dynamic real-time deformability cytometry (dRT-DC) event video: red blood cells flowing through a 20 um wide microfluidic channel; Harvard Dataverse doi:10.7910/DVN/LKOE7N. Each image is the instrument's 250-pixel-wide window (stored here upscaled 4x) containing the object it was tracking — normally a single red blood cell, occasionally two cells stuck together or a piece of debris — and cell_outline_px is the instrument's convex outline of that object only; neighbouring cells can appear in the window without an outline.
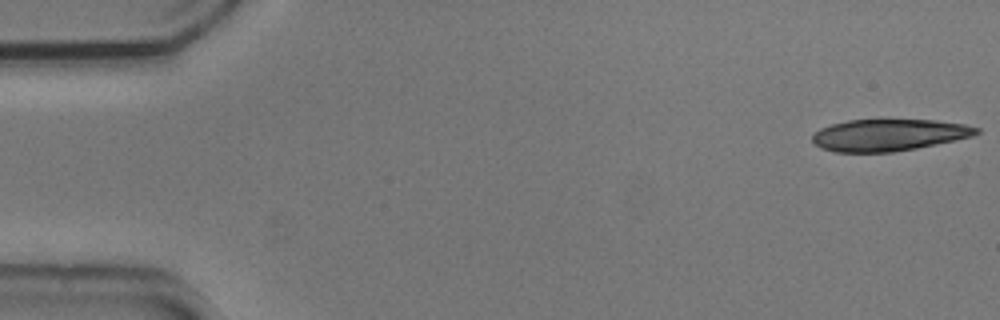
{"species": "common noctule bat (a hibernating species)", "species_latin": "Nyctalus noctula", "temperature_condition": "cold", "stored_images_in_passage": 53, "camera_frame_rate_fps": 3000, "um_per_image_px": 0.085, "animal": {"sex": "male", "body_mass_g": 20.5, "forearm_length_mm": 52.5}, "frame": {"image": 1, "passage_image": 1, "time_ms": 0.0, "image_size_px": [1000, 320], "cell_outline_px": [[980, 132], [972, 136], [956, 140], [916, 148], [892, 152], [836, 152], [820, 148], [812, 140], [812, 136], [820, 128], [832, 124], [848, 120], [936, 120], [964, 124], [980, 128]], "centroid_in_image_um": [75.55, 11.47], "position_along_channel_um": 9.4, "area_um2": 30.29}, "authors_computed_cell_mechanics": {"area_um2": 21.9062, "velocity_mm_per_s": 3.6967, "shape_relaxation_time_tau1_ms": 6.0925, "shape_relaxation_time_tau2_ms": null, "deformation_change_tau1": 0.1295, "deformation_change_tau2": null}}